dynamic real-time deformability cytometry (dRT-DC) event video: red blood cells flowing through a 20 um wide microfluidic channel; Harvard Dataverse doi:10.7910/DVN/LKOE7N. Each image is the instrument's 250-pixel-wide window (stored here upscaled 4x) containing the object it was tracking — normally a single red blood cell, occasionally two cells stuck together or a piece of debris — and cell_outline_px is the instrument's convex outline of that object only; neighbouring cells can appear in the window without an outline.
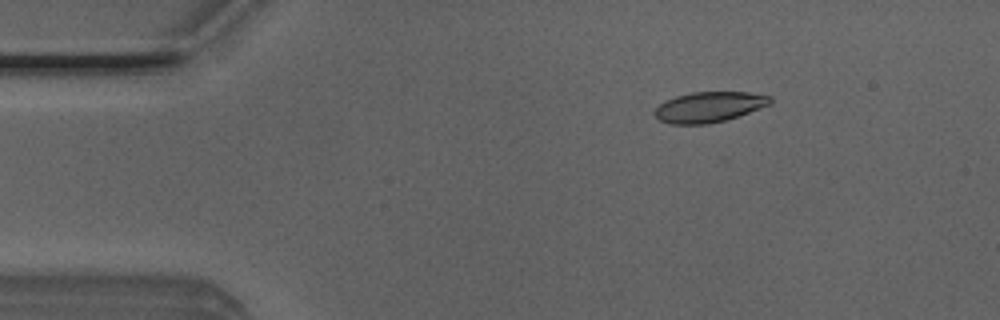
{"species": "Egyptian fruit bat (a non-hibernating species)", "species_latin": "Rousettus aegyptiacus", "temperature_condition": "room temperature", "stored_images_in_passage": 44, "camera_frame_rate_fps": 3000, "um_per_image_px": 0.085, "animal": {"sex": "male"}, "frame": {"image": 1, "passage_image": 1, "time_ms": 0.0, "image_size_px": [1000, 320], "cell_outline_px": [[772, 104], [724, 120], [708, 124], [668, 124], [660, 120], [652, 112], [664, 100], [676, 96], [692, 92], [748, 92], [772, 96]], "centroid_in_image_um": [60.25, 9.09], "position_along_channel_um": 24.7, "area_um2": 20.46}}
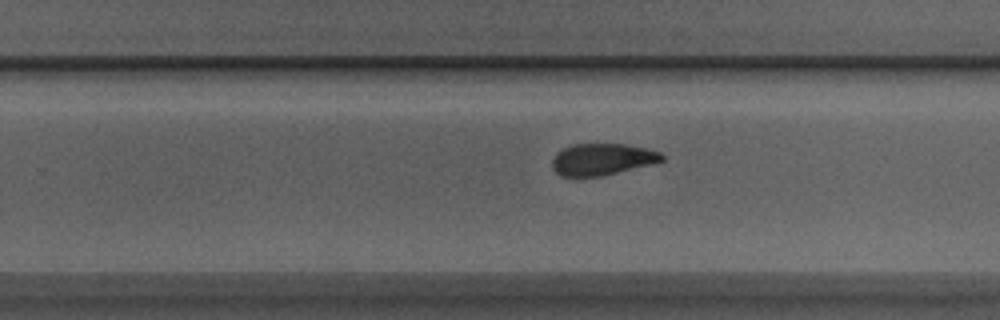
{"frame": {"image": 2, "passage_image": 25, "time_ms": 8.0, "image_size_px": [1000, 320], "cell_outline_px": [[664, 160], [652, 164], [600, 176], [560, 176], [552, 168], [552, 160], [556, 152], [572, 144], [624, 144], [648, 148], [660, 152], [664, 156]], "centroid_in_image_um": [51.18, 13.53], "position_along_channel_um": 278.6, "area_um2": 20.23}}
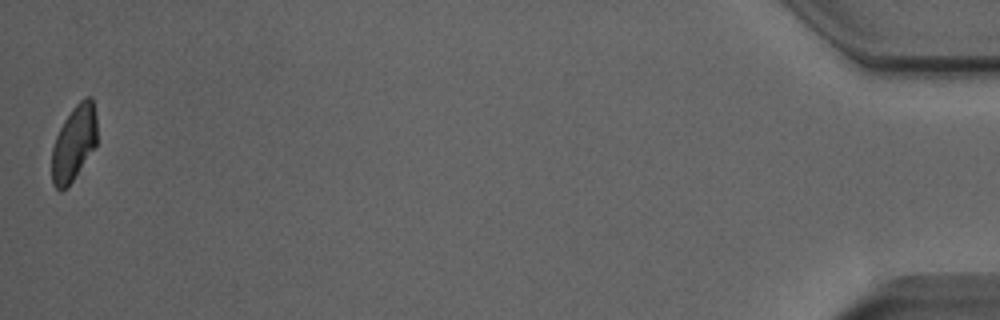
{"frame": {"image": 3, "passage_image": 44, "time_ms": 14.333, "image_size_px": [1000, 320], "cell_outline_px": [[96, 144], [68, 188], [60, 192], [52, 184], [52, 148], [56, 136], [64, 120], [72, 108], [84, 96], [92, 96], [96, 116]], "centroid_in_image_um": [6.27, 12.17], "position_along_channel_um": 428.9, "area_um2": 19.88}, "authors_computed_cell_mechanics": {"area_um2": 21.4438, "velocity_mm_per_s": 3.9796, "shape_relaxation_time_tau1_ms": 4.651, "shape_relaxation_time_tau2_ms": 1.1137, "deformation_change_tau1": 0.1373, "deformation_change_tau2": 0.0484}}